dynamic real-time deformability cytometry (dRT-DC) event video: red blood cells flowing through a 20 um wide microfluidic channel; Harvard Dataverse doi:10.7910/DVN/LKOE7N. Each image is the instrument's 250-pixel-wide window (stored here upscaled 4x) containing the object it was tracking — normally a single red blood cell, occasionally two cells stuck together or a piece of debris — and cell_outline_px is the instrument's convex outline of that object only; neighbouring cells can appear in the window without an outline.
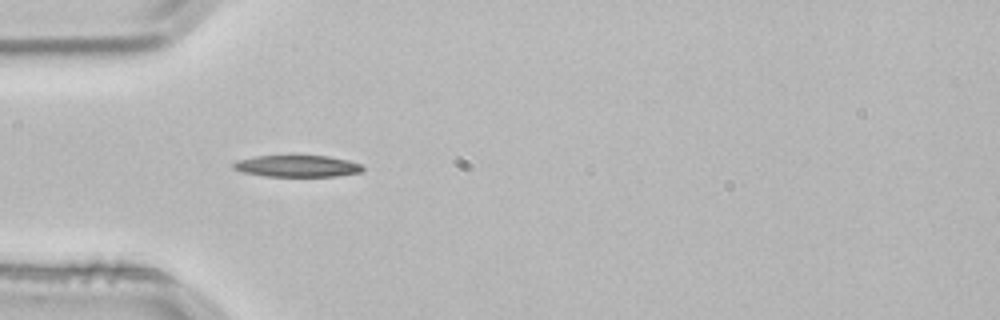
{"species": "common noctule bat (a hibernating species)", "species_latin": "Nyctalus noctula", "temperature_condition": "room temperature", "stored_images_in_passage": 1, "camera_frame_rate_fps": 3000, "um_per_image_px": 0.085, "animal": {"sex": "male", "body_mass_g": 21.5, "forearm_length_mm": 52.0}, "frame": {"image": 1, "passage_image": 1, "time_ms": 0.0, "image_size_px": [1000, 320], "cell_outline_px": [[364, 172], [336, 176], [264, 176], [244, 172], [232, 168], [232, 164], [236, 160], [256, 156], [328, 156], [348, 160], [360, 164], [364, 168]], "centroid_in_image_um": [25.27, 14.12], "position_along_channel_um": 59.7, "area_um2": 16.3}}